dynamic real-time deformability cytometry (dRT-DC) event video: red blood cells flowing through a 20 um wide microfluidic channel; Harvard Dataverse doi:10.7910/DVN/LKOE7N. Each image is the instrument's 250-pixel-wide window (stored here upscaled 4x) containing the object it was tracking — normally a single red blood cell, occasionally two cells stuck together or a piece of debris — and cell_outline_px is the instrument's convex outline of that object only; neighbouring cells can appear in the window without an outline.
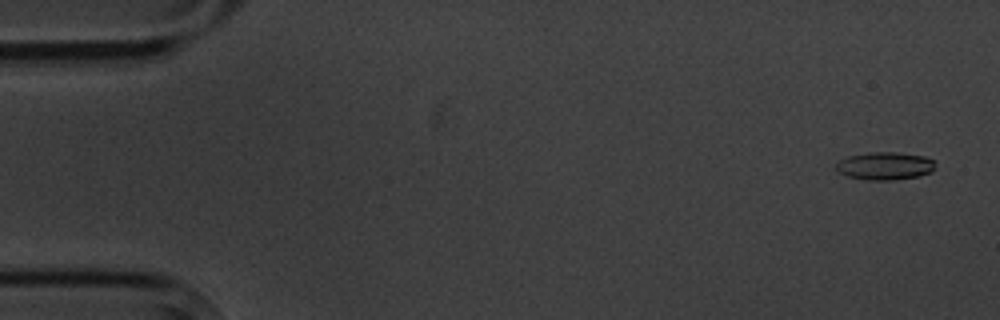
{"species": "common noctule bat (a hibernating species)", "species_latin": "Nyctalus noctula", "temperature_condition": "cold", "stored_images_in_passage": 4, "camera_frame_rate_fps": 3000, "um_per_image_px": 0.085, "animal": {"sex": "male", "body_mass_g": 20.1, "forearm_length_mm": 53.5}, "frame": {"image": 1, "passage_image": 1, "time_ms": 0.0, "image_size_px": [1000, 320], "cell_outline_px": [[936, 160], [932, 172], [920, 176], [892, 180], [868, 180], [848, 176], [836, 172], [836, 164], [840, 160], [848, 156], [868, 152], [896, 152], [924, 156]], "centroid_in_image_um": [75.23, 14.1], "position_along_channel_um": 9.8, "area_um2": 16.24}}
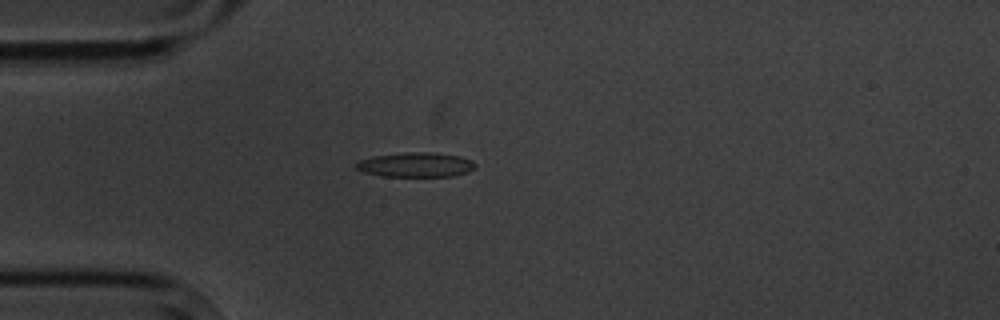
{"frame": {"image": 2, "passage_image": 4, "time_ms": 4.333, "image_size_px": [1000, 320], "cell_outline_px": [[476, 168], [468, 172], [452, 176], [384, 176], [364, 172], [352, 168], [360, 160], [372, 156], [404, 152], [432, 152], [460, 156], [472, 160], [476, 164]], "centroid_in_image_um": [35.34, 14.0], "position_along_channel_um": 49.7, "area_um2": 17.22}}